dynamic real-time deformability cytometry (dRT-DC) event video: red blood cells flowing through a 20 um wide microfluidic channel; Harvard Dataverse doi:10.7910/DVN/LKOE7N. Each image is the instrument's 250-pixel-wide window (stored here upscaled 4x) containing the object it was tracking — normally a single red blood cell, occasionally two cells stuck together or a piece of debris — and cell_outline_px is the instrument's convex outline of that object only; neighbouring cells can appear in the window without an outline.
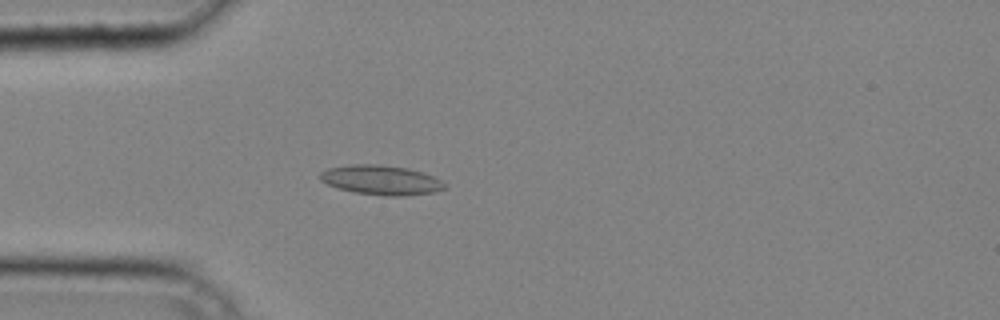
{"species": "common noctule bat (a hibernating species)", "species_latin": "Nyctalus noctula", "temperature_condition": "cold", "stored_images_in_passage": 37, "camera_frame_rate_fps": 3000, "um_per_image_px": 0.085, "animal": {"sex": "male", "body_mass_g": 20.4}, "frame": {"image": 1, "passage_image": 8, "time_ms": 2.333, "image_size_px": [1000, 320], "cell_outline_px": [[448, 188], [436, 192], [404, 196], [384, 196], [356, 192], [336, 188], [320, 180], [320, 172], [328, 168], [352, 164], [376, 164], [408, 168], [432, 176], [448, 184]], "centroid_in_image_um": [32.42, 15.31], "position_along_channel_um": 52.6, "area_um2": 21.56}}
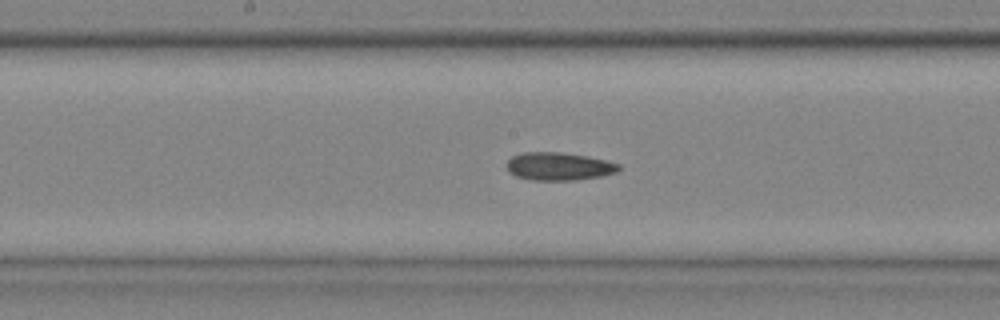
{"frame": {"image": 2, "passage_image": 18, "time_ms": 5.667, "image_size_px": [1000, 320], "cell_outline_px": [[620, 168], [616, 172], [600, 176], [576, 180], [532, 180], [516, 176], [508, 172], [508, 160], [512, 156], [520, 152], [560, 152], [588, 156], [620, 164]], "centroid_in_image_um": [47.48, 14.13], "position_along_channel_um": 200.7, "area_um2": 18.21}}
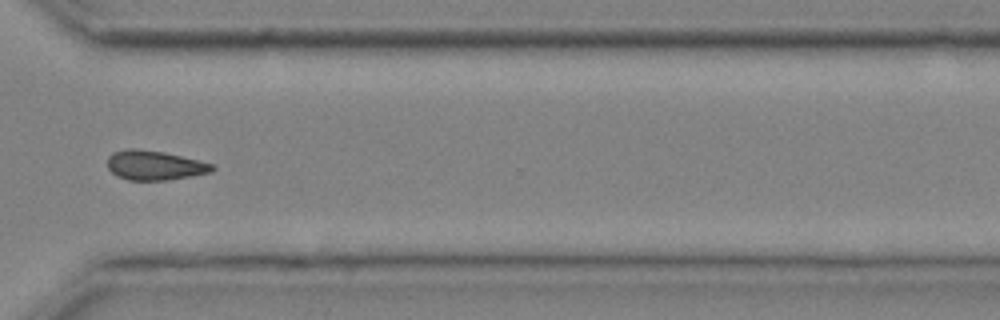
{"frame": {"image": 3, "passage_image": 28, "time_ms": 9.0, "image_size_px": [1000, 320], "cell_outline_px": [[216, 168], [212, 172], [168, 180], [128, 180], [116, 176], [108, 168], [108, 156], [112, 152], [128, 148], [136, 148], [164, 152], [212, 164]], "centroid_in_image_um": [13.1, 14.05], "position_along_channel_um": 357.5, "area_um2": 17.98}}